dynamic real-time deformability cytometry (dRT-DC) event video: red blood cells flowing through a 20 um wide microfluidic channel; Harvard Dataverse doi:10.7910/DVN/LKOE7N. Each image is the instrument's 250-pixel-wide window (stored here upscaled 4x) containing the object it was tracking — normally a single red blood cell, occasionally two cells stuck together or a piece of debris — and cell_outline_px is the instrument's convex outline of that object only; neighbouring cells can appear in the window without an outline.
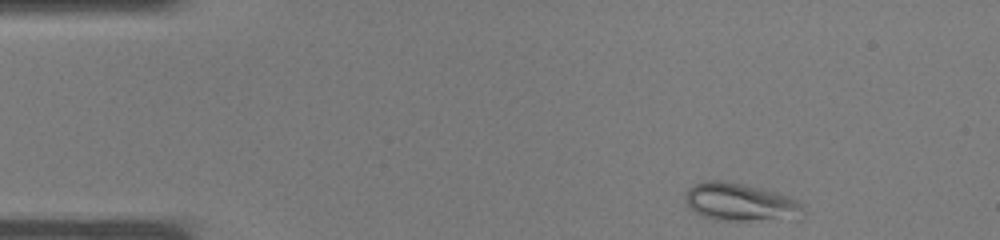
{"species": "common noctule bat (a hibernating species)", "species_latin": "Nyctalus noctula", "temperature_condition": "warm", "stored_images_in_passage": 33, "camera_frame_rate_fps": 3000, "um_per_image_px": 0.085, "animal": {"sex": "male", "body_mass_g": 19.0, "forearm_length_mm": 50.8}, "frame": {"image": 1, "passage_image": 1, "time_ms": 0.0, "image_size_px": [1000, 240], "cell_outline_px": [[804, 212], [800, 220], [716, 220], [700, 216], [684, 200], [684, 196], [688, 188], [692, 184], [704, 180], [724, 180], [744, 184], [776, 192], [788, 196], [796, 200], [804, 208]], "centroid_in_image_um": [62.94, 17.19], "position_along_channel_um": 22.1, "area_um2": 26.47}}
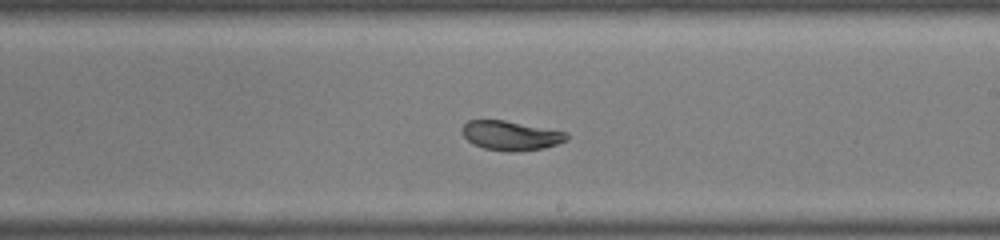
{"frame": {"image": 2, "passage_image": 18, "time_ms": 5.667, "image_size_px": [1000, 240], "cell_outline_px": [[568, 140], [544, 148], [516, 152], [504, 152], [484, 148], [472, 144], [464, 136], [460, 128], [468, 120], [504, 120], [568, 132]], "centroid_in_image_um": [43.41, 11.53], "position_along_channel_um": 245.6, "area_um2": 18.09}}
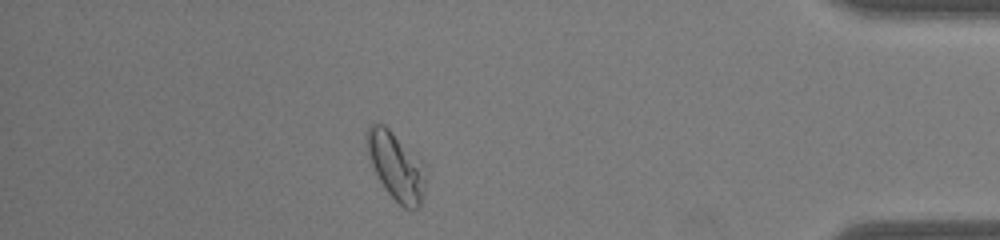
{"frame": {"image": 3, "passage_image": 29, "time_ms": 9.333, "image_size_px": [1000, 240], "cell_outline_px": [[428, 168], [424, 196], [420, 204], [416, 208], [404, 208], [396, 204], [384, 188], [372, 168], [368, 156], [364, 136], [364, 132], [372, 124], [384, 124]], "centroid_in_image_um": [33.66, 14.16], "position_along_channel_um": 401.5, "area_um2": 23.7}}